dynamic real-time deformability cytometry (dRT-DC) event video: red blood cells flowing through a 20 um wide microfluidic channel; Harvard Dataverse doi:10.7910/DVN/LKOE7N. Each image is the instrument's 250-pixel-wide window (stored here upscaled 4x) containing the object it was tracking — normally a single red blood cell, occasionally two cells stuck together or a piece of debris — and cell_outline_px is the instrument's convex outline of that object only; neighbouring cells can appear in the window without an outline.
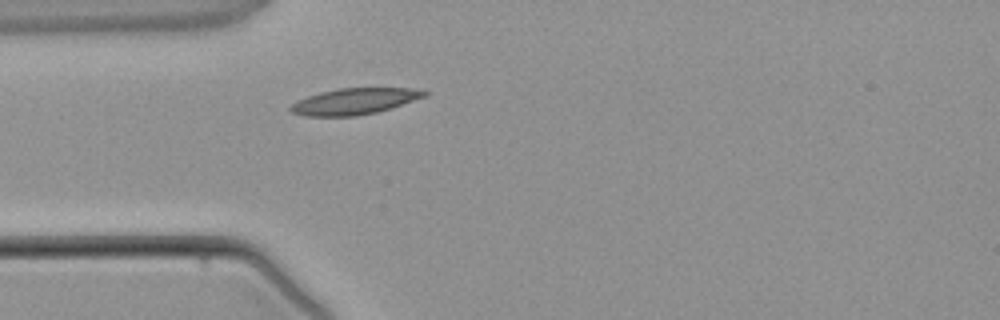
{"species": "common noctule bat (a hibernating species)", "species_latin": "Nyctalus noctula", "temperature_condition": "warm", "stored_images_in_passage": 1, "camera_frame_rate_fps": 3000, "um_per_image_px": 0.085, "animal": {"sex": "male", "body_mass_g": 21.5, "forearm_length_mm": 52.0}, "frame": {"image": 1, "passage_image": 1, "time_ms": 0.0, "image_size_px": [1000, 320], "cell_outline_px": [[428, 96], [392, 108], [376, 112], [356, 116], [304, 116], [292, 112], [288, 108], [292, 104], [308, 96], [320, 92], [340, 88], [424, 88], [428, 92]], "centroid_in_image_um": [30.21, 8.6], "position_along_channel_um": 54.8, "area_um2": 20.58}}